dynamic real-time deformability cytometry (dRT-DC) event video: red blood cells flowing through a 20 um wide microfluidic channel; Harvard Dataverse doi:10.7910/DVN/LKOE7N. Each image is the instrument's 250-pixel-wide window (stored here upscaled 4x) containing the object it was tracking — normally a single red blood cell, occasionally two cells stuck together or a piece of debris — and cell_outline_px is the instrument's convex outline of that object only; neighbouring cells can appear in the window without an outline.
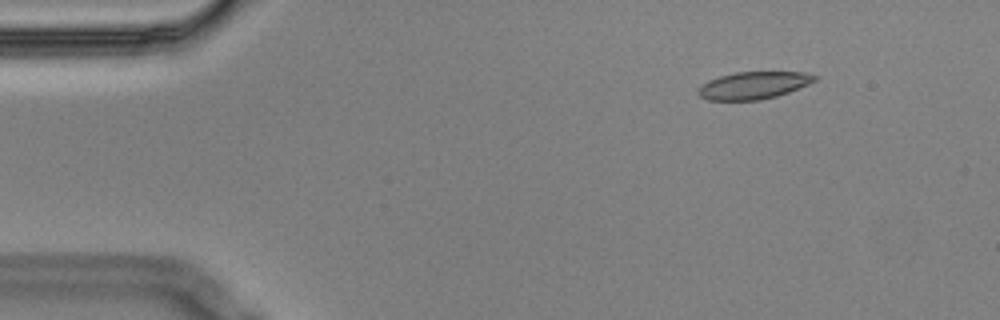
{"species": "Egyptian fruit bat (a non-hibernating species)", "species_latin": "Rousettus aegyptiacus", "temperature_condition": "cold", "stored_images_in_passage": 10, "camera_frame_rate_fps": 3000, "um_per_image_px": 0.085, "animal": {"sex": "male"}, "frame": {"image": 1, "passage_image": 2, "time_ms": 0.333, "image_size_px": [1000, 320], "cell_outline_px": [[816, 80], [808, 84], [788, 92], [776, 96], [760, 100], [708, 100], [700, 96], [696, 92], [708, 80], [720, 76], [736, 72], [804, 72], [816, 76]], "centroid_in_image_um": [64.04, 7.26], "position_along_channel_um": 21.0, "area_um2": 18.32}}
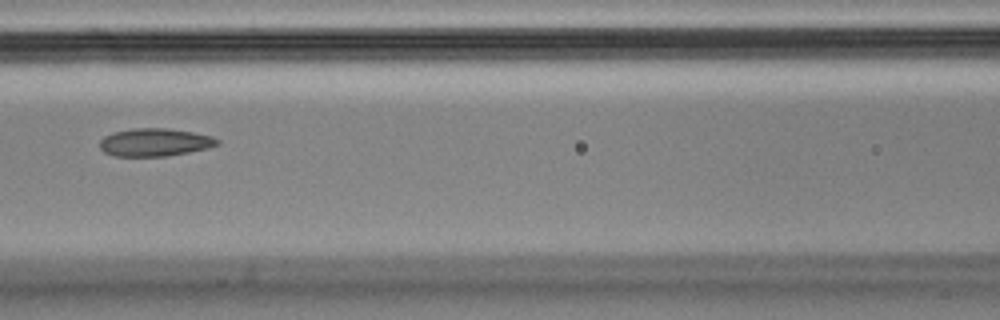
{"frame": {"image": 2, "passage_image": 7, "time_ms": 2.0, "image_size_px": [1000, 320], "cell_outline_px": [[220, 144], [208, 148], [168, 156], [112, 156], [104, 152], [100, 148], [100, 140], [104, 136], [112, 132], [132, 128], [168, 128], [192, 132], [212, 136], [220, 140]], "centroid_in_image_um": [13.15, 12.09], "position_along_channel_um": 153.5, "area_um2": 19.25}}
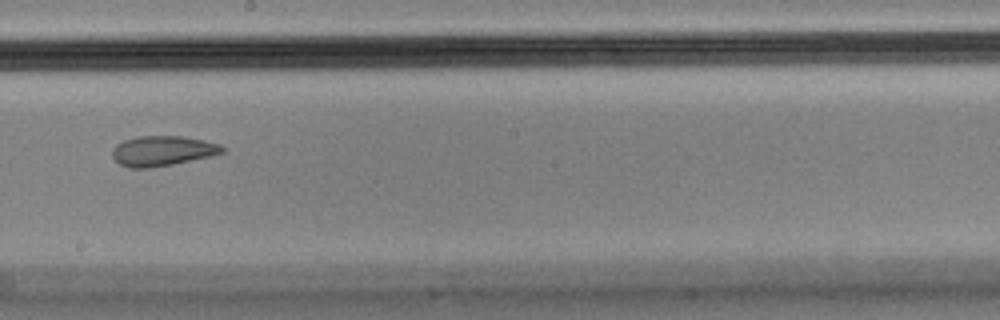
{"frame": {"image": 3, "passage_image": 9, "time_ms": 2.667, "image_size_px": [1000, 320], "cell_outline_px": [[224, 152], [212, 156], [172, 164], [148, 168], [128, 168], [120, 164], [112, 156], [112, 148], [116, 144], [124, 140], [136, 136], [184, 136], [204, 140], [220, 144], [224, 148]], "centroid_in_image_um": [13.8, 12.82], "position_along_channel_um": 234.4, "area_um2": 19.36}}